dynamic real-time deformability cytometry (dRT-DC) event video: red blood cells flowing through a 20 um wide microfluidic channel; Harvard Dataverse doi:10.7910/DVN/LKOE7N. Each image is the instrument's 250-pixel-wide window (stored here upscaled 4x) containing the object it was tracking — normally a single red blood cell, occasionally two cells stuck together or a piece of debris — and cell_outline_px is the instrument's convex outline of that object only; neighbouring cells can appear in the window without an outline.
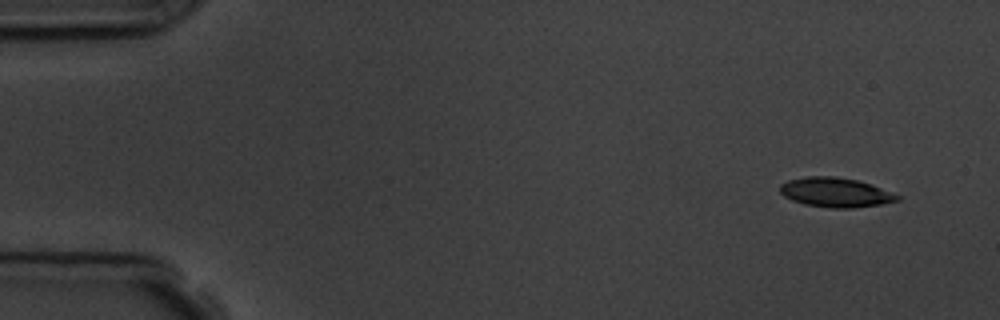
{"species": "common noctule bat (a hibernating species)", "species_latin": "Nyctalus noctula", "temperature_condition": "room temperature", "stored_images_in_passage": 6, "camera_frame_rate_fps": 3000, "um_per_image_px": 0.085, "animal": {"sex": "male", "body_mass_g": 19.5, "forearm_length_mm": 54.6}, "frame": {"image": 1, "passage_image": 1, "time_ms": 0.0, "image_size_px": [1000, 320], "cell_outline_px": [[904, 196], [900, 200], [880, 204], [852, 208], [828, 208], [804, 204], [792, 200], [784, 196], [780, 192], [780, 184], [788, 180], [808, 176], [836, 176], [856, 180]], "centroid_in_image_um": [71.02, 16.36], "position_along_channel_um": 14.0, "area_um2": 20.17}}
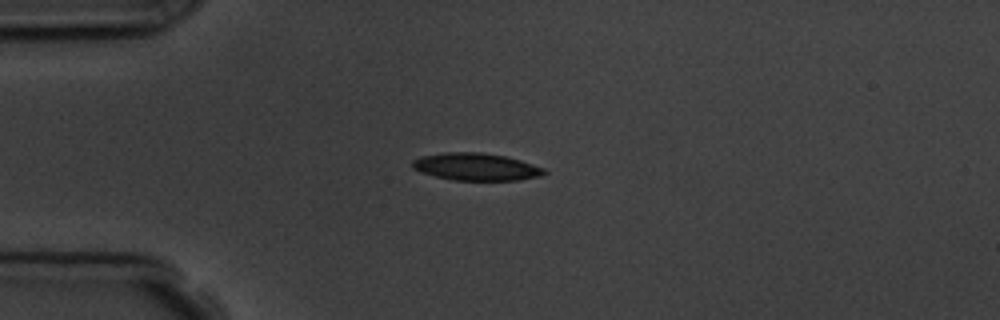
{"frame": {"image": 2, "passage_image": 4, "time_ms": 3.333, "image_size_px": [1000, 320], "cell_outline_px": [[548, 172], [540, 176], [520, 180], [452, 180], [436, 176], [412, 168], [412, 160], [420, 156], [444, 152], [480, 152], [504, 156], [520, 160], [544, 168]], "centroid_in_image_um": [40.47, 14.17], "position_along_channel_um": 44.5, "area_um2": 20.92}}